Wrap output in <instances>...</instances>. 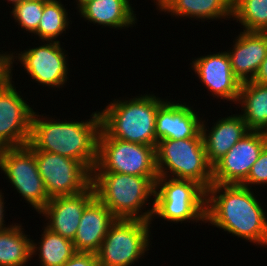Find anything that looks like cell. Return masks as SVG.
Masks as SVG:
<instances>
[{
  "label": "cell",
  "mask_w": 267,
  "mask_h": 266,
  "mask_svg": "<svg viewBox=\"0 0 267 266\" xmlns=\"http://www.w3.org/2000/svg\"><path fill=\"white\" fill-rule=\"evenodd\" d=\"M243 185L212 183L206 190L205 223L237 238L267 246V212Z\"/></svg>",
  "instance_id": "cell-1"
},
{
  "label": "cell",
  "mask_w": 267,
  "mask_h": 266,
  "mask_svg": "<svg viewBox=\"0 0 267 266\" xmlns=\"http://www.w3.org/2000/svg\"><path fill=\"white\" fill-rule=\"evenodd\" d=\"M43 115L33 113L27 146L32 151H47L75 159L92 172L97 161L101 130L99 111L93 112L85 121H57Z\"/></svg>",
  "instance_id": "cell-2"
},
{
  "label": "cell",
  "mask_w": 267,
  "mask_h": 266,
  "mask_svg": "<svg viewBox=\"0 0 267 266\" xmlns=\"http://www.w3.org/2000/svg\"><path fill=\"white\" fill-rule=\"evenodd\" d=\"M166 100L154 94L127 99H114L101 111L99 136H111L123 141L156 148L155 121L158 108Z\"/></svg>",
  "instance_id": "cell-3"
},
{
  "label": "cell",
  "mask_w": 267,
  "mask_h": 266,
  "mask_svg": "<svg viewBox=\"0 0 267 266\" xmlns=\"http://www.w3.org/2000/svg\"><path fill=\"white\" fill-rule=\"evenodd\" d=\"M157 178L115 172H92V186L96 197L116 219L152 221L154 205L147 211L149 199L155 196ZM144 206V207H143Z\"/></svg>",
  "instance_id": "cell-4"
},
{
  "label": "cell",
  "mask_w": 267,
  "mask_h": 266,
  "mask_svg": "<svg viewBox=\"0 0 267 266\" xmlns=\"http://www.w3.org/2000/svg\"><path fill=\"white\" fill-rule=\"evenodd\" d=\"M155 154L158 176L193 180L206 190L212 184V165L207 160L203 138L161 140Z\"/></svg>",
  "instance_id": "cell-5"
},
{
  "label": "cell",
  "mask_w": 267,
  "mask_h": 266,
  "mask_svg": "<svg viewBox=\"0 0 267 266\" xmlns=\"http://www.w3.org/2000/svg\"><path fill=\"white\" fill-rule=\"evenodd\" d=\"M152 220L172 223H205L206 189L196 181L158 176L155 182Z\"/></svg>",
  "instance_id": "cell-6"
},
{
  "label": "cell",
  "mask_w": 267,
  "mask_h": 266,
  "mask_svg": "<svg viewBox=\"0 0 267 266\" xmlns=\"http://www.w3.org/2000/svg\"><path fill=\"white\" fill-rule=\"evenodd\" d=\"M151 222L116 219L96 253L98 266H131L139 262L151 246Z\"/></svg>",
  "instance_id": "cell-7"
},
{
  "label": "cell",
  "mask_w": 267,
  "mask_h": 266,
  "mask_svg": "<svg viewBox=\"0 0 267 266\" xmlns=\"http://www.w3.org/2000/svg\"><path fill=\"white\" fill-rule=\"evenodd\" d=\"M92 172L158 178L155 147L111 136H98L97 161Z\"/></svg>",
  "instance_id": "cell-8"
},
{
  "label": "cell",
  "mask_w": 267,
  "mask_h": 266,
  "mask_svg": "<svg viewBox=\"0 0 267 266\" xmlns=\"http://www.w3.org/2000/svg\"><path fill=\"white\" fill-rule=\"evenodd\" d=\"M0 169L36 212L50 200L37 168L35 154L27 145L0 149Z\"/></svg>",
  "instance_id": "cell-9"
},
{
  "label": "cell",
  "mask_w": 267,
  "mask_h": 266,
  "mask_svg": "<svg viewBox=\"0 0 267 266\" xmlns=\"http://www.w3.org/2000/svg\"><path fill=\"white\" fill-rule=\"evenodd\" d=\"M39 174L50 199L85 191L92 172L80 161L47 151H33Z\"/></svg>",
  "instance_id": "cell-10"
},
{
  "label": "cell",
  "mask_w": 267,
  "mask_h": 266,
  "mask_svg": "<svg viewBox=\"0 0 267 266\" xmlns=\"http://www.w3.org/2000/svg\"><path fill=\"white\" fill-rule=\"evenodd\" d=\"M43 42L38 47L29 48L18 54L15 51L12 52V68H14L13 63L18 59V63L22 64L23 69L36 83L48 88H62L69 79L66 57L68 54L61 47L60 41Z\"/></svg>",
  "instance_id": "cell-11"
},
{
  "label": "cell",
  "mask_w": 267,
  "mask_h": 266,
  "mask_svg": "<svg viewBox=\"0 0 267 266\" xmlns=\"http://www.w3.org/2000/svg\"><path fill=\"white\" fill-rule=\"evenodd\" d=\"M0 82V149L29 143L34 110L12 84Z\"/></svg>",
  "instance_id": "cell-12"
},
{
  "label": "cell",
  "mask_w": 267,
  "mask_h": 266,
  "mask_svg": "<svg viewBox=\"0 0 267 266\" xmlns=\"http://www.w3.org/2000/svg\"><path fill=\"white\" fill-rule=\"evenodd\" d=\"M266 145V132H248L212 166V183L241 185Z\"/></svg>",
  "instance_id": "cell-13"
},
{
  "label": "cell",
  "mask_w": 267,
  "mask_h": 266,
  "mask_svg": "<svg viewBox=\"0 0 267 266\" xmlns=\"http://www.w3.org/2000/svg\"><path fill=\"white\" fill-rule=\"evenodd\" d=\"M190 64L213 97L237 104L242 83L232 72L226 51L194 58Z\"/></svg>",
  "instance_id": "cell-14"
},
{
  "label": "cell",
  "mask_w": 267,
  "mask_h": 266,
  "mask_svg": "<svg viewBox=\"0 0 267 266\" xmlns=\"http://www.w3.org/2000/svg\"><path fill=\"white\" fill-rule=\"evenodd\" d=\"M96 197L92 184L81 193L55 197L38 212L45 216L46 228L73 240L85 207ZM49 219V220H48Z\"/></svg>",
  "instance_id": "cell-15"
},
{
  "label": "cell",
  "mask_w": 267,
  "mask_h": 266,
  "mask_svg": "<svg viewBox=\"0 0 267 266\" xmlns=\"http://www.w3.org/2000/svg\"><path fill=\"white\" fill-rule=\"evenodd\" d=\"M167 100L158 108L155 121L157 141L165 139L203 138L201 134L202 118L193 106L186 103Z\"/></svg>",
  "instance_id": "cell-16"
},
{
  "label": "cell",
  "mask_w": 267,
  "mask_h": 266,
  "mask_svg": "<svg viewBox=\"0 0 267 266\" xmlns=\"http://www.w3.org/2000/svg\"><path fill=\"white\" fill-rule=\"evenodd\" d=\"M233 43L226 51L232 72L241 83L252 81L267 55V34L243 30Z\"/></svg>",
  "instance_id": "cell-17"
},
{
  "label": "cell",
  "mask_w": 267,
  "mask_h": 266,
  "mask_svg": "<svg viewBox=\"0 0 267 266\" xmlns=\"http://www.w3.org/2000/svg\"><path fill=\"white\" fill-rule=\"evenodd\" d=\"M116 218L95 197L84 209L73 244L76 252L97 253Z\"/></svg>",
  "instance_id": "cell-18"
},
{
  "label": "cell",
  "mask_w": 267,
  "mask_h": 266,
  "mask_svg": "<svg viewBox=\"0 0 267 266\" xmlns=\"http://www.w3.org/2000/svg\"><path fill=\"white\" fill-rule=\"evenodd\" d=\"M205 123L204 119L201 122V134L207 160L212 166L250 132L239 114L227 115L226 118L217 119L210 131Z\"/></svg>",
  "instance_id": "cell-19"
},
{
  "label": "cell",
  "mask_w": 267,
  "mask_h": 266,
  "mask_svg": "<svg viewBox=\"0 0 267 266\" xmlns=\"http://www.w3.org/2000/svg\"><path fill=\"white\" fill-rule=\"evenodd\" d=\"M130 0H93L78 12L88 22L112 29L131 28L137 22ZM114 27V28H113Z\"/></svg>",
  "instance_id": "cell-20"
},
{
  "label": "cell",
  "mask_w": 267,
  "mask_h": 266,
  "mask_svg": "<svg viewBox=\"0 0 267 266\" xmlns=\"http://www.w3.org/2000/svg\"><path fill=\"white\" fill-rule=\"evenodd\" d=\"M156 1V2H155ZM233 0H154L158 10L178 18L217 20L232 18ZM180 16V17H179Z\"/></svg>",
  "instance_id": "cell-21"
},
{
  "label": "cell",
  "mask_w": 267,
  "mask_h": 266,
  "mask_svg": "<svg viewBox=\"0 0 267 266\" xmlns=\"http://www.w3.org/2000/svg\"><path fill=\"white\" fill-rule=\"evenodd\" d=\"M237 103L241 105L240 115L249 130L267 133V85L243 82Z\"/></svg>",
  "instance_id": "cell-22"
},
{
  "label": "cell",
  "mask_w": 267,
  "mask_h": 266,
  "mask_svg": "<svg viewBox=\"0 0 267 266\" xmlns=\"http://www.w3.org/2000/svg\"><path fill=\"white\" fill-rule=\"evenodd\" d=\"M22 224L12 223L0 231V266H27L32 259L29 235H25Z\"/></svg>",
  "instance_id": "cell-23"
},
{
  "label": "cell",
  "mask_w": 267,
  "mask_h": 266,
  "mask_svg": "<svg viewBox=\"0 0 267 266\" xmlns=\"http://www.w3.org/2000/svg\"><path fill=\"white\" fill-rule=\"evenodd\" d=\"M31 245L32 257L39 253L40 266H62L76 253L72 240L46 227L38 244L32 240Z\"/></svg>",
  "instance_id": "cell-24"
},
{
  "label": "cell",
  "mask_w": 267,
  "mask_h": 266,
  "mask_svg": "<svg viewBox=\"0 0 267 266\" xmlns=\"http://www.w3.org/2000/svg\"><path fill=\"white\" fill-rule=\"evenodd\" d=\"M69 19L68 11L63 6L61 0L45 3L42 18L34 34L38 35L42 43L43 41H60V39L57 40L59 35L64 31L66 33V29H69L71 21Z\"/></svg>",
  "instance_id": "cell-25"
},
{
  "label": "cell",
  "mask_w": 267,
  "mask_h": 266,
  "mask_svg": "<svg viewBox=\"0 0 267 266\" xmlns=\"http://www.w3.org/2000/svg\"><path fill=\"white\" fill-rule=\"evenodd\" d=\"M232 18L244 31L263 32L267 28V0H233Z\"/></svg>",
  "instance_id": "cell-26"
},
{
  "label": "cell",
  "mask_w": 267,
  "mask_h": 266,
  "mask_svg": "<svg viewBox=\"0 0 267 266\" xmlns=\"http://www.w3.org/2000/svg\"><path fill=\"white\" fill-rule=\"evenodd\" d=\"M44 4L43 2L34 0H23L21 3L12 7L10 13L22 29L34 34L42 18Z\"/></svg>",
  "instance_id": "cell-27"
},
{
  "label": "cell",
  "mask_w": 267,
  "mask_h": 266,
  "mask_svg": "<svg viewBox=\"0 0 267 266\" xmlns=\"http://www.w3.org/2000/svg\"><path fill=\"white\" fill-rule=\"evenodd\" d=\"M241 185L251 189L253 185L267 186V145L263 148L258 160L252 165L247 179Z\"/></svg>",
  "instance_id": "cell-28"
},
{
  "label": "cell",
  "mask_w": 267,
  "mask_h": 266,
  "mask_svg": "<svg viewBox=\"0 0 267 266\" xmlns=\"http://www.w3.org/2000/svg\"><path fill=\"white\" fill-rule=\"evenodd\" d=\"M62 266H98L96 253L76 252Z\"/></svg>",
  "instance_id": "cell-29"
},
{
  "label": "cell",
  "mask_w": 267,
  "mask_h": 266,
  "mask_svg": "<svg viewBox=\"0 0 267 266\" xmlns=\"http://www.w3.org/2000/svg\"><path fill=\"white\" fill-rule=\"evenodd\" d=\"M12 53L0 52V82L7 81L12 78Z\"/></svg>",
  "instance_id": "cell-30"
},
{
  "label": "cell",
  "mask_w": 267,
  "mask_h": 266,
  "mask_svg": "<svg viewBox=\"0 0 267 266\" xmlns=\"http://www.w3.org/2000/svg\"><path fill=\"white\" fill-rule=\"evenodd\" d=\"M252 81L258 84L267 85V55L265 59L262 61Z\"/></svg>",
  "instance_id": "cell-31"
},
{
  "label": "cell",
  "mask_w": 267,
  "mask_h": 266,
  "mask_svg": "<svg viewBox=\"0 0 267 266\" xmlns=\"http://www.w3.org/2000/svg\"><path fill=\"white\" fill-rule=\"evenodd\" d=\"M3 194L4 193H2V191L0 190V231L4 230L10 226V225H7V227H6V224H4L5 223V220H4V218H5V216H4L5 215V210H4L5 202H4V198H3L4 195Z\"/></svg>",
  "instance_id": "cell-32"
},
{
  "label": "cell",
  "mask_w": 267,
  "mask_h": 266,
  "mask_svg": "<svg viewBox=\"0 0 267 266\" xmlns=\"http://www.w3.org/2000/svg\"><path fill=\"white\" fill-rule=\"evenodd\" d=\"M91 1L93 0H76L78 6L76 9L79 11L84 5Z\"/></svg>",
  "instance_id": "cell-33"
},
{
  "label": "cell",
  "mask_w": 267,
  "mask_h": 266,
  "mask_svg": "<svg viewBox=\"0 0 267 266\" xmlns=\"http://www.w3.org/2000/svg\"><path fill=\"white\" fill-rule=\"evenodd\" d=\"M7 1L12 3L13 4L12 6L14 7L15 5L21 3L23 0H7Z\"/></svg>",
  "instance_id": "cell-34"
},
{
  "label": "cell",
  "mask_w": 267,
  "mask_h": 266,
  "mask_svg": "<svg viewBox=\"0 0 267 266\" xmlns=\"http://www.w3.org/2000/svg\"><path fill=\"white\" fill-rule=\"evenodd\" d=\"M34 1H39V2H43V3H51L57 0H34Z\"/></svg>",
  "instance_id": "cell-35"
}]
</instances>
